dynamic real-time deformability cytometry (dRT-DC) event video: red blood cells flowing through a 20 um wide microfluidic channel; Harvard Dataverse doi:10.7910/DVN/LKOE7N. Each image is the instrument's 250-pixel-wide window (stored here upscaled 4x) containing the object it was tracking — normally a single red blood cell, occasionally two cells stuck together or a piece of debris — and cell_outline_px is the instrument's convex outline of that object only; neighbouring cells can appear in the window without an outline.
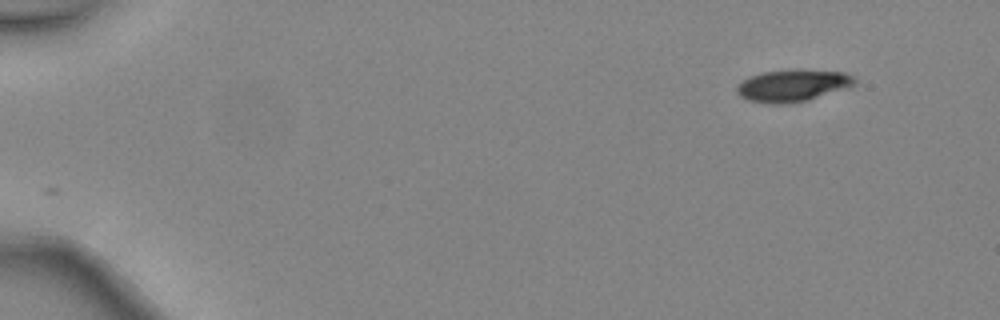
{"species": "common noctule bat (a hibernating species)", "species_latin": "Nyctalus noctula", "temperature_condition": "warm", "stored_images_in_passage": 2, "camera_frame_rate_fps": 3000, "um_per_image_px": 0.085, "animal": {"sex": "female", "body_mass_g": 24.6, "forearm_length_mm": 56.2}, "frame": {"image": 1, "passage_image": 2, "time_ms": 0.333, "image_size_px": [1000, 320], "cell_outline_px": [[856, 84], [808, 100], [788, 104], [768, 104], [748, 100], [740, 96], [736, 92], [736, 88], [744, 80], [752, 76], [764, 72], [844, 72], [852, 76], [856, 80]], "centroid_in_image_um": [67.33, 7.33], "position_along_channel_um": 17.7, "area_um2": 20.87}}